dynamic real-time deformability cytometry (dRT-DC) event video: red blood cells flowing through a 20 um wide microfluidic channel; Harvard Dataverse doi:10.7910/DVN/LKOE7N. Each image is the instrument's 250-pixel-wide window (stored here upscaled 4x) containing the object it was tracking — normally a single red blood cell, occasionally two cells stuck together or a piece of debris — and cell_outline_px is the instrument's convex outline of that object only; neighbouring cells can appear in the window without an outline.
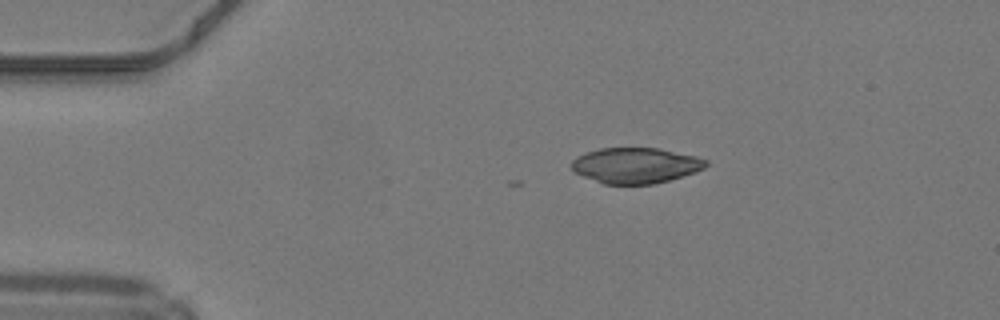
{"species": "common noctule bat (a hibernating species)", "species_latin": "Nyctalus noctula", "temperature_condition": "warm", "stored_images_in_passage": 5, "camera_frame_rate_fps": 3000, "um_per_image_px": 0.085, "animal": {"sex": "male", "body_mass_g": 19.2, "forearm_length_mm": 51.8}, "frame": {"image": 1, "passage_image": 1, "time_ms": 0.0, "image_size_px": [1000, 320], "cell_outline_px": [[708, 164], [704, 168], [696, 172], [668, 180], [652, 184], [604, 184], [584, 176], [576, 172], [572, 168], [572, 160], [576, 156], [600, 148], [660, 148], [696, 156], [708, 160]], "centroid_in_image_um": [54.06, 14.05], "position_along_channel_um": 30.9, "area_um2": 27.74}}